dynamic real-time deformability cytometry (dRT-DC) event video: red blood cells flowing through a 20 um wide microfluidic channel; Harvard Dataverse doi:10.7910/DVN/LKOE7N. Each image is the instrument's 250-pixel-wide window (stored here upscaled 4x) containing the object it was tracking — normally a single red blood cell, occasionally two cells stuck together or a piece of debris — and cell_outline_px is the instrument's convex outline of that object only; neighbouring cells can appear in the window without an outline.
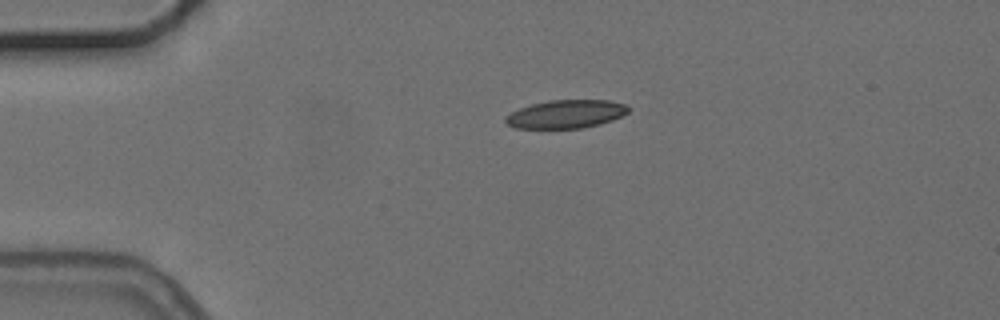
{"species": "common noctule bat (a hibernating species)", "species_latin": "Nyctalus noctula", "temperature_condition": "cold", "stored_images_in_passage": 4, "camera_frame_rate_fps": 3000, "um_per_image_px": 0.085, "animal": {"sex": "female", "body_mass_g": 24.6, "forearm_length_mm": 56.2}, "frame": {"image": 1, "passage_image": 4, "time_ms": 3.333, "image_size_px": [1000, 320], "cell_outline_px": [[628, 112], [612, 120], [600, 124], [580, 128], [516, 128], [508, 124], [504, 120], [504, 116], [520, 108], [532, 104], [548, 100], [608, 100], [624, 104], [628, 108]], "centroid_in_image_um": [48.08, 9.69], "position_along_channel_um": 36.9, "area_um2": 20.06}}